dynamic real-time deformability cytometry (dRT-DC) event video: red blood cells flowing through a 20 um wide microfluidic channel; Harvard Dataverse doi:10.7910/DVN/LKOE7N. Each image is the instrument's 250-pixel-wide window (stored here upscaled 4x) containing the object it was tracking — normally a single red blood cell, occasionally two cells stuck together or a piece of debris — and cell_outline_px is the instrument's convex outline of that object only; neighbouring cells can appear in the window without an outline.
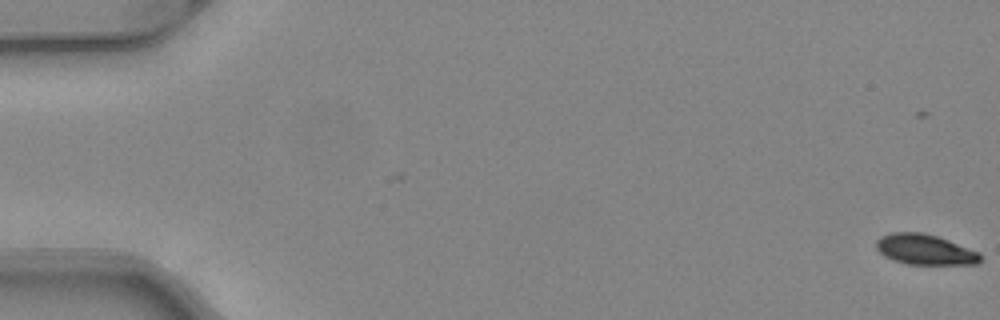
{"species": "common noctule bat (a hibernating species)", "species_latin": "Nyctalus noctula", "temperature_condition": "warm", "stored_images_in_passage": 2, "camera_frame_rate_fps": 3000, "um_per_image_px": 0.085, "animal": {"sex": "female", "body_mass_g": 24.6, "forearm_length_mm": 56.2}, "frame": {"image": 1, "passage_image": 2, "time_ms": 0.333, "image_size_px": [1000, 320], "cell_outline_px": [[980, 264], [908, 264], [892, 260], [884, 256], [876, 248], [876, 240], [880, 236], [892, 232], [924, 232], [948, 240], [980, 252]], "centroid_in_image_um": [78.6, 21.2], "position_along_channel_um": 6.4, "area_um2": 18.5}}